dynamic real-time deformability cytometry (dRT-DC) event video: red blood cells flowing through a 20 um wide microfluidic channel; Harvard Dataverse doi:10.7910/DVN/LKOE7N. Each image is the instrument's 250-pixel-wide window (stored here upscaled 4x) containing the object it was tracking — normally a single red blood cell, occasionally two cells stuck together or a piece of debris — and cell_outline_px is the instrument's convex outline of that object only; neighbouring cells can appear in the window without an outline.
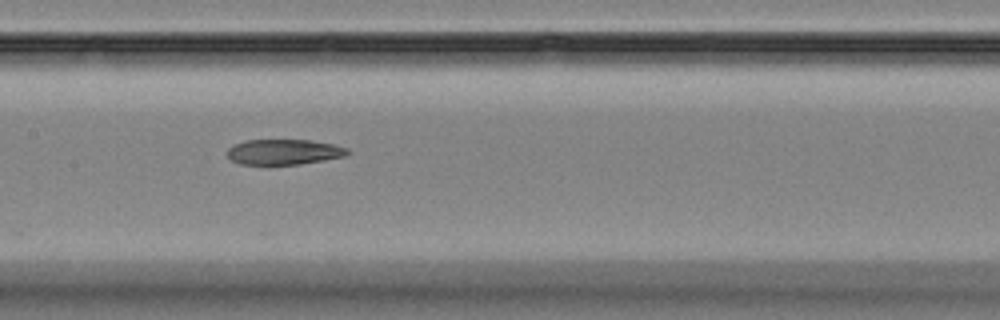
{"species": "Egyptian fruit bat (a non-hibernating species)", "species_latin": "Rousettus aegyptiacus", "temperature_condition": "room temperature", "stored_images_in_passage": 12, "camera_frame_rate_fps": 3000, "um_per_image_px": 0.085, "animal": {"sex": "female"}, "frame": {"image": 1, "passage_image": 6, "time_ms": 8.0, "image_size_px": [1000, 320], "cell_outline_px": [[352, 152], [344, 156], [324, 160], [300, 164], [268, 168], [240, 164], [232, 160], [228, 156], [228, 148], [232, 144], [244, 140], [312, 140], [332, 144], [348, 148]], "centroid_in_image_um": [24.08, 12.96], "position_along_channel_um": 183.3, "area_um2": 18.67}}
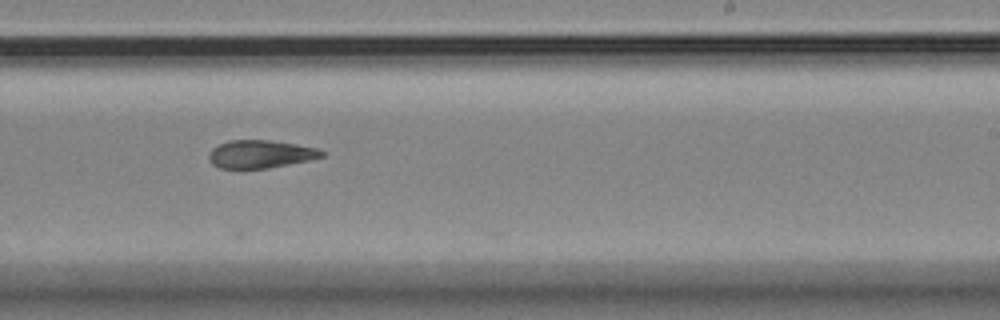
{"frame": {"image": 2, "passage_image": 8, "time_ms": 10.333, "image_size_px": [1000, 320], "cell_outline_px": [[324, 156], [308, 160], [268, 168], [240, 172], [220, 168], [212, 164], [208, 160], [208, 156], [212, 148], [228, 140], [272, 140], [296, 144], [316, 148], [324, 152]], "centroid_in_image_um": [22.05, 13.14], "position_along_channel_um": 266.9, "area_um2": 18.96}}
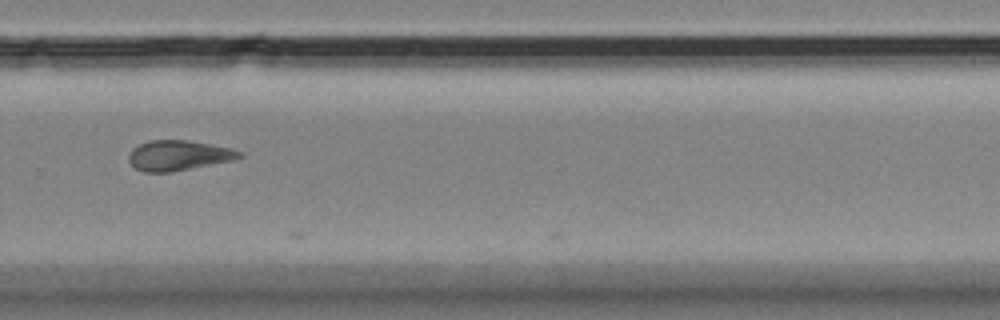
{"frame": {"image": 3, "passage_image": 9, "time_ms": 11.667, "image_size_px": [1000, 320], "cell_outline_px": [[244, 156], [232, 160], [172, 172], [144, 172], [136, 168], [128, 160], [128, 152], [132, 148], [148, 140], [188, 140], [228, 148], [244, 152]], "centroid_in_image_um": [15.14, 13.21], "position_along_channel_um": 314.7, "area_um2": 19.36}}